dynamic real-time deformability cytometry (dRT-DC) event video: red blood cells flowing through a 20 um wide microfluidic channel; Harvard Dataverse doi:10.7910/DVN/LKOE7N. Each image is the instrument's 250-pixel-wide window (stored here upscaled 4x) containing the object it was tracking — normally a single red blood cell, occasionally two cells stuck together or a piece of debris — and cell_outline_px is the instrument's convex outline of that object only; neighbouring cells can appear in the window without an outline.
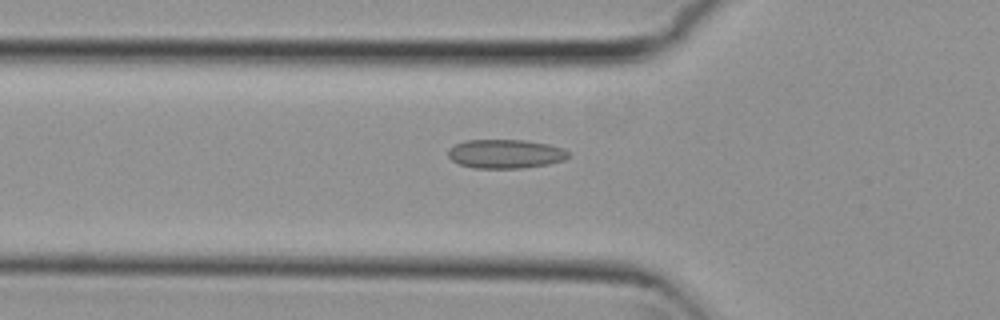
{"species": "common noctule bat (a hibernating species)", "species_latin": "Nyctalus noctula", "temperature_condition": "cold", "stored_images_in_passage": 55, "camera_frame_rate_fps": 3000, "um_per_image_px": 0.085, "animal": {"sex": "female", "body_mass_g": 29.2, "forearm_length_mm": 56.3}, "frame": {"image": 1, "passage_image": 19, "time_ms": 6.0, "image_size_px": [1000, 320], "cell_outline_px": [[568, 156], [564, 160], [548, 164], [520, 168], [472, 168], [460, 164], [452, 160], [448, 156], [448, 148], [464, 140], [524, 140], [548, 144], [564, 148], [568, 152]], "centroid_in_image_um": [42.94, 13.07], "position_along_channel_um": 82.9, "area_um2": 20.29}}
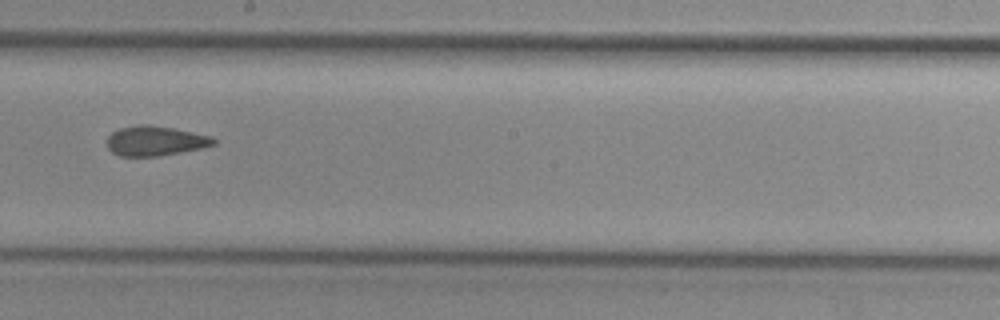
{"frame": {"image": 2, "passage_image": 31, "time_ms": 10.0, "image_size_px": [1000, 320], "cell_outline_px": [[216, 144], [204, 148], [160, 156], [120, 156], [112, 152], [108, 148], [108, 136], [112, 132], [120, 128], [140, 124], [148, 124], [172, 128], [212, 136], [216, 140]], "centroid_in_image_um": [13.22, 11.98], "position_along_channel_um": 235.0, "area_um2": 18.55}}
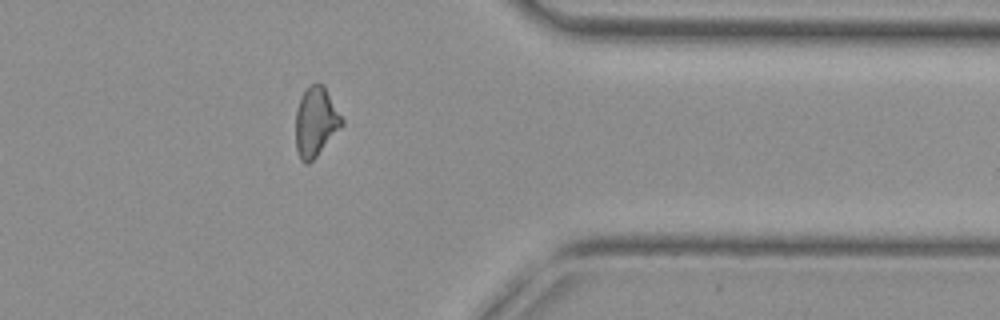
{"frame": {"image": 3, "passage_image": 44, "time_ms": 14.333, "image_size_px": [1000, 320], "cell_outline_px": [[344, 124], [316, 156], [308, 164], [304, 164], [300, 160], [296, 148], [296, 112], [300, 96], [308, 84], [324, 84], [344, 120]], "centroid_in_image_um": [26.83, 10.33], "position_along_channel_um": 384.6, "area_um2": 18.79}, "authors_computed_cell_mechanics": {"area_um2": 19.1318, "velocity_mm_per_s": 3.7885, "shape_relaxation_time_tau1_ms": null, "shape_relaxation_time_tau2_ms": 3.2102, "deformation_change_tau1": null, "deformation_change_tau2": 0.0952}}